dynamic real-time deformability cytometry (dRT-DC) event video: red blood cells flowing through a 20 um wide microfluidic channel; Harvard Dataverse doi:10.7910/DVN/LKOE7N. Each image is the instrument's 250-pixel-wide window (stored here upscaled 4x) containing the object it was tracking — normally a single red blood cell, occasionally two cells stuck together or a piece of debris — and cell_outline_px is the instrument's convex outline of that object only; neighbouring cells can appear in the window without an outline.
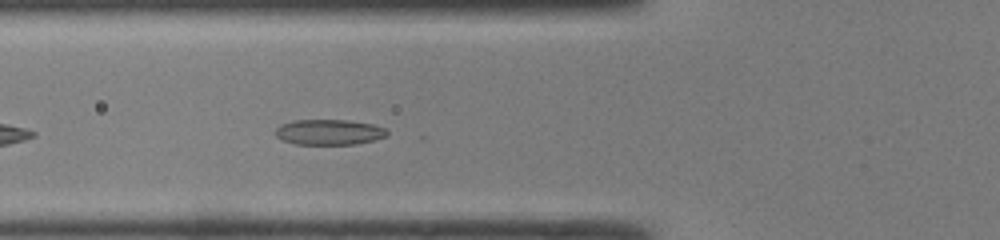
{"species": "common noctule bat (a hibernating species)", "species_latin": "Nyctalus noctula", "temperature_condition": "room temperature", "stored_images_in_passage": 20, "camera_frame_rate_fps": 3000, "um_per_image_px": 0.085, "animal": {"sex": "male", "body_mass_g": 19.0, "forearm_length_mm": 50.8}, "frame": {"image": 1, "passage_image": 5, "time_ms": 1.333, "image_size_px": [1000, 240], "cell_outline_px": [[388, 136], [356, 144], [296, 144], [284, 140], [276, 136], [276, 128], [280, 124], [292, 120], [348, 120], [372, 124], [384, 128], [388, 132]], "centroid_in_image_um": [27.97, 11.22], "position_along_channel_um": 97.8, "area_um2": 16.47}}
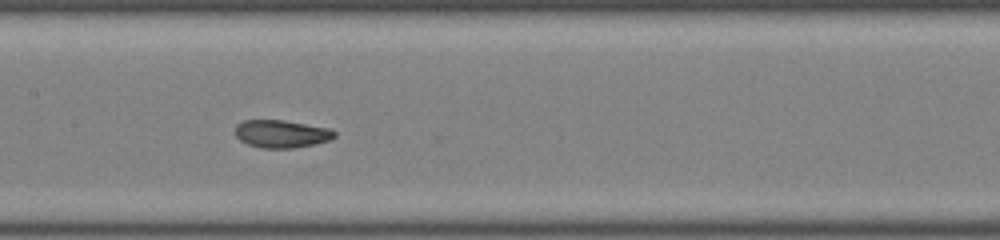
{"frame": {"image": 2, "passage_image": 11, "time_ms": 3.333, "image_size_px": [1000, 240], "cell_outline_px": [[336, 136], [332, 140], [316, 144], [292, 148], [260, 148], [248, 144], [240, 140], [236, 136], [236, 124], [244, 120], [284, 120], [328, 128], [336, 132]], "centroid_in_image_um": [23.94, 11.38], "position_along_channel_um": 183.5, "area_um2": 16.13}}
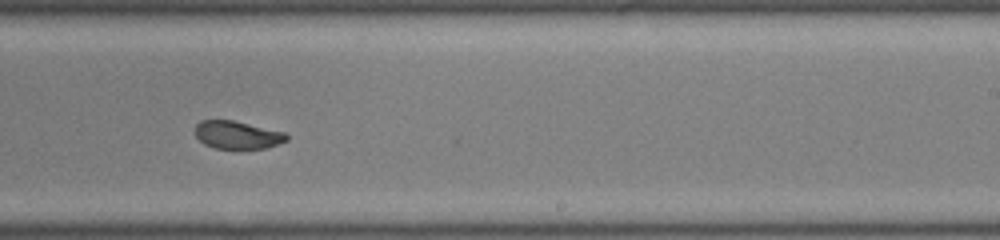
{"frame": {"image": 3, "passage_image": 17, "time_ms": 5.333, "image_size_px": [1000, 240], "cell_outline_px": [[288, 140], [264, 148], [212, 148], [204, 144], [196, 136], [196, 124], [200, 120], [232, 120], [284, 132], [288, 136]], "centroid_in_image_um": [20.14, 11.46], "position_along_channel_um": 268.9, "area_um2": 14.62}}